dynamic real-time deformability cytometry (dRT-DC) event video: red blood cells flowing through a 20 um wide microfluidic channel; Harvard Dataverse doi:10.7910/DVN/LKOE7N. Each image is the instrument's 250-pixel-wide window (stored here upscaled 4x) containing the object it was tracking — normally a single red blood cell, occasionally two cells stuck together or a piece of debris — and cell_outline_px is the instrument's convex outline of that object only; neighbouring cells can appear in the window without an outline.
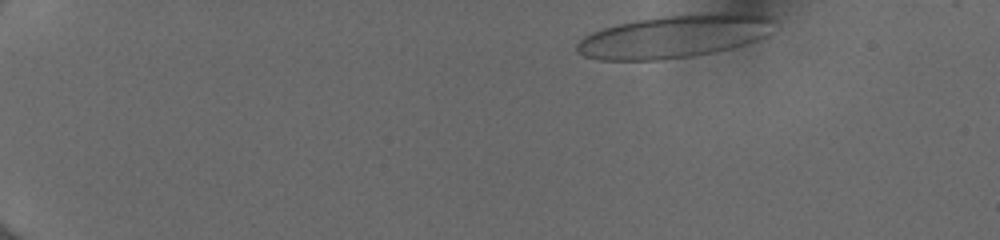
{"species": "human", "species_latin": "Homo sapiens", "temperature_condition": "cold", "stored_images_in_passage": 46, "camera_frame_rate_fps": 3000, "um_per_image_px": 0.085, "donor": {"sex": "female"}, "frame": {"image": 1, "passage_image": 1, "time_ms": 0.0, "image_size_px": [1000, 240], "cell_outline_px": [[768, 20], [752, 40], [728, 48], [712, 52], [692, 56], [656, 60], [600, 60], [584, 56], [576, 52], [576, 44], [584, 36], [592, 32], [604, 28], [636, 20], [664, 16], [708, 12], [748, 12], [768, 16]], "centroid_in_image_um": [57.09, 3.08], "position_along_channel_um": 27.9, "area_um2": 47.86}}
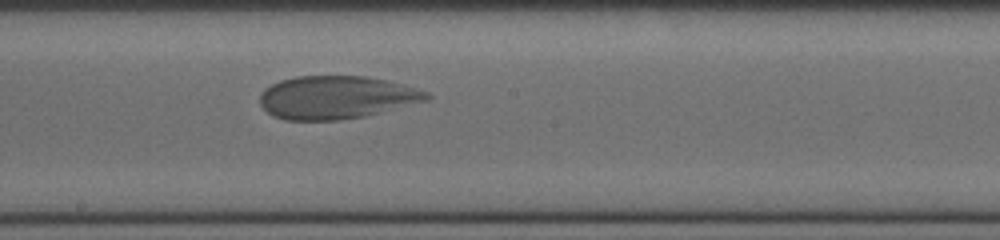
{"frame": {"image": 2, "passage_image": 25, "time_ms": 8.0, "image_size_px": [1000, 240], "cell_outline_px": [[432, 96], [428, 100], [364, 116], [340, 120], [284, 120], [272, 116], [260, 104], [260, 96], [264, 88], [280, 80], [296, 76], [364, 76], [384, 80], [400, 84], [428, 92]], "centroid_in_image_um": [28.55, 8.28], "position_along_channel_um": 219.7, "area_um2": 41.56}}
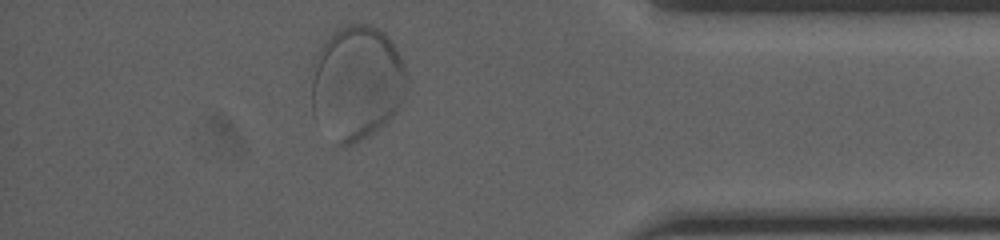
{"frame": {"image": 3, "passage_image": 41, "time_ms": 13.333, "image_size_px": [1000, 240], "cell_outline_px": [[408, 76], [400, 100], [392, 116], [384, 124], [368, 136], [348, 148], [336, 144], [312, 116], [312, 64], [324, 40], [332, 32], [348, 24], [368, 24], [384, 32], [396, 48], [404, 64]], "centroid_in_image_um": [30.27, 7.05], "position_along_channel_um": 404.9, "area_um2": 63.75}, "authors_computed_cell_mechanics": {"area_um2": 44.0725, "velocity_mm_per_s": 3.8789, "shape_relaxation_time_tau1_ms": 10.6632, "shape_relaxation_time_tau2_ms": null, "deformation_change_tau1": 0.3006, "deformation_change_tau2": null}}